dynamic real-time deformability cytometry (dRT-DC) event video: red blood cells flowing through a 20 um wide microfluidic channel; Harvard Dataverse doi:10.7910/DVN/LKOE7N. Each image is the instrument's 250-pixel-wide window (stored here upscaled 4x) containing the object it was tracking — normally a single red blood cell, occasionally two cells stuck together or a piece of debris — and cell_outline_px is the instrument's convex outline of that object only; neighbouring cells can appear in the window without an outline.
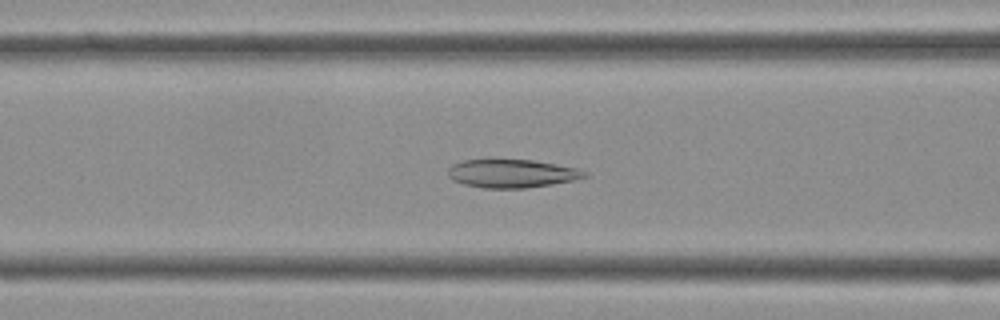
{"species": "Egyptian fruit bat (a non-hibernating species)", "species_latin": "Rousettus aegyptiacus", "temperature_condition": "cold", "stored_images_in_passage": 41, "camera_frame_rate_fps": 3000, "um_per_image_px": 0.085, "frame": {"image": 1, "passage_image": 16, "time_ms": 5.0, "image_size_px": [1000, 320], "cell_outline_px": [[588, 176], [572, 180], [552, 184], [528, 188], [484, 188], [464, 184], [452, 180], [448, 176], [448, 168], [452, 164], [464, 160], [488, 156], [532, 160], [556, 164], [576, 168], [588, 172]], "centroid_in_image_um": [43.43, 14.7], "position_along_channel_um": 123.2, "area_um2": 23.41}}
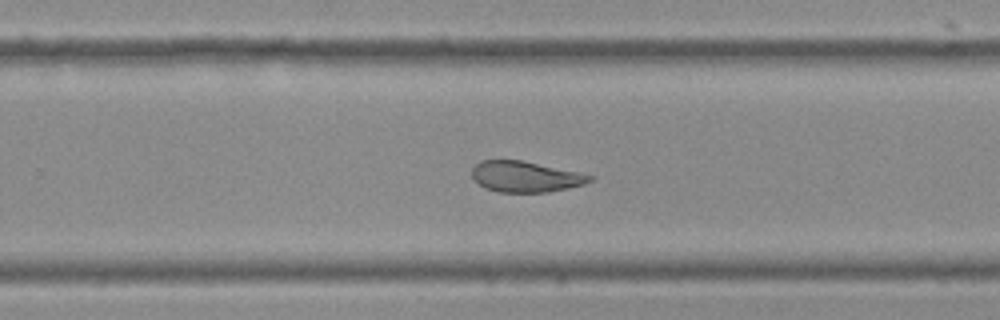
{"frame": {"image": 2, "passage_image": 26, "time_ms": 8.333, "image_size_px": [1000, 320], "cell_outline_px": [[596, 176], [592, 180], [584, 184], [568, 188], [548, 192], [500, 192], [484, 188], [472, 176], [472, 168], [480, 160], [520, 160]], "centroid_in_image_um": [44.66, 15.02], "position_along_channel_um": 285.1, "area_um2": 20.98}}
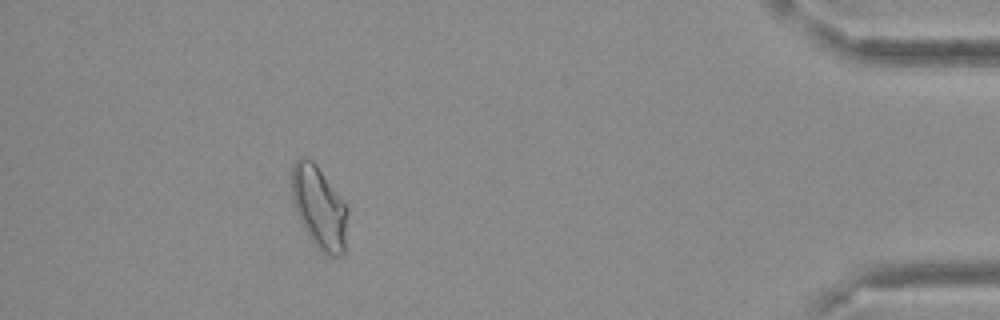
{"frame": {"image": 3, "passage_image": 37, "time_ms": 12.0, "image_size_px": [1000, 320], "cell_outline_px": [[348, 212], [344, 252], [340, 256], [328, 256], [320, 252], [316, 248], [304, 228], [296, 212], [292, 200], [292, 164], [300, 156], [308, 156], [316, 164], [348, 208]], "centroid_in_image_um": [27.12, 17.64], "position_along_channel_um": 408.1, "area_um2": 26.93}}